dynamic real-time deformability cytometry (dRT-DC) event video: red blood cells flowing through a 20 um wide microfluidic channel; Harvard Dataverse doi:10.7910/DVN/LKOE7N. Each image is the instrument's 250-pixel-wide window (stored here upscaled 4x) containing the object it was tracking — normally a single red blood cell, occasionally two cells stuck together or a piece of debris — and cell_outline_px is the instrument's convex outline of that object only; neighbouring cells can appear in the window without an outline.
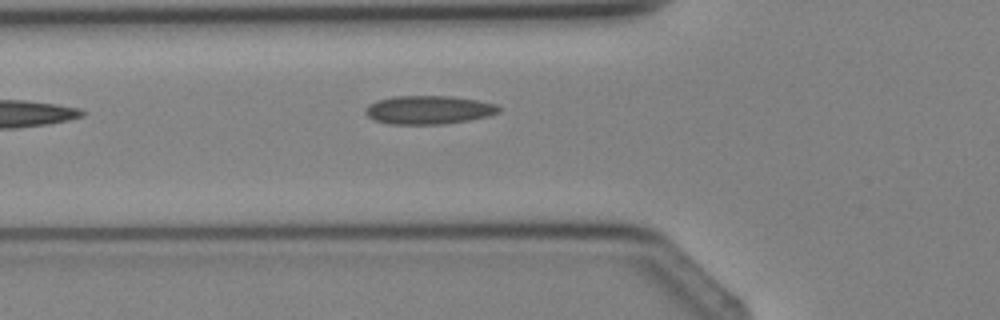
{"species": "Egyptian fruit bat (a non-hibernating species)", "species_latin": "Rousettus aegyptiacus", "temperature_condition": "cold", "stored_images_in_passage": 4, "camera_frame_rate_fps": 3000, "um_per_image_px": 0.085, "animal": {"sex": "female"}, "frame": {"image": 1, "passage_image": 4, "time_ms": 3.667, "image_size_px": [1000, 320], "cell_outline_px": [[500, 112], [488, 116], [468, 120], [444, 124], [388, 124], [376, 120], [368, 116], [364, 112], [364, 108], [368, 104], [376, 100], [396, 96], [452, 96], [476, 100], [496, 104], [500, 108]], "centroid_in_image_um": [36.41, 9.34], "position_along_channel_um": 89.4, "area_um2": 22.2}}